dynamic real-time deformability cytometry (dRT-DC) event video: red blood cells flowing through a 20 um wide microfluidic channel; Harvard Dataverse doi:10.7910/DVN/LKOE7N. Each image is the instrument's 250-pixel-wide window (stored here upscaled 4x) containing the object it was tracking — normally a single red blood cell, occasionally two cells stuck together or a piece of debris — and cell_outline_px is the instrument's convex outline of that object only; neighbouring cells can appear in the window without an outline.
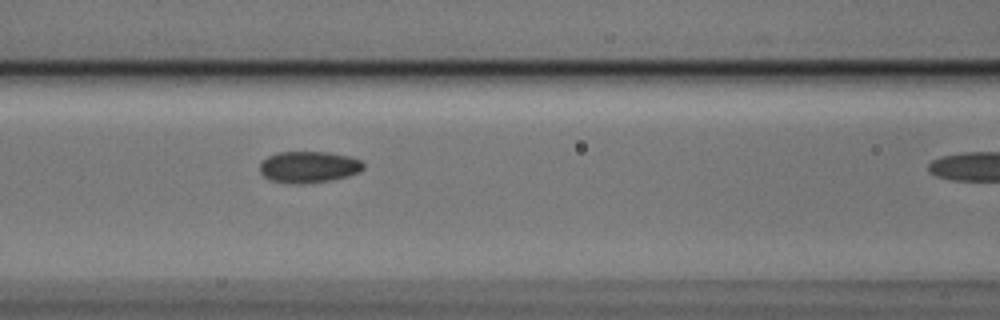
{"species": "Egyptian fruit bat (a non-hibernating species)", "species_latin": "Rousettus aegyptiacus", "temperature_condition": "cold", "stored_images_in_passage": 5, "segment_of_instrument_passage": [1, 2], "camera_frame_rate_fps": 3000, "um_per_image_px": 0.085, "animal": {"sex": "male"}, "frame": {"image": 1, "passage_image": 4, "time_ms": 1.0, "image_size_px": [1000, 320], "cell_outline_px": [[364, 168], [360, 172], [348, 176], [332, 180], [304, 184], [300, 184], [272, 180], [264, 176], [260, 172], [260, 164], [268, 156], [280, 152], [328, 152], [348, 156], [360, 160], [364, 164]], "centroid_in_image_um": [26.27, 14.19], "position_along_channel_um": 140.3, "area_um2": 18.9}}